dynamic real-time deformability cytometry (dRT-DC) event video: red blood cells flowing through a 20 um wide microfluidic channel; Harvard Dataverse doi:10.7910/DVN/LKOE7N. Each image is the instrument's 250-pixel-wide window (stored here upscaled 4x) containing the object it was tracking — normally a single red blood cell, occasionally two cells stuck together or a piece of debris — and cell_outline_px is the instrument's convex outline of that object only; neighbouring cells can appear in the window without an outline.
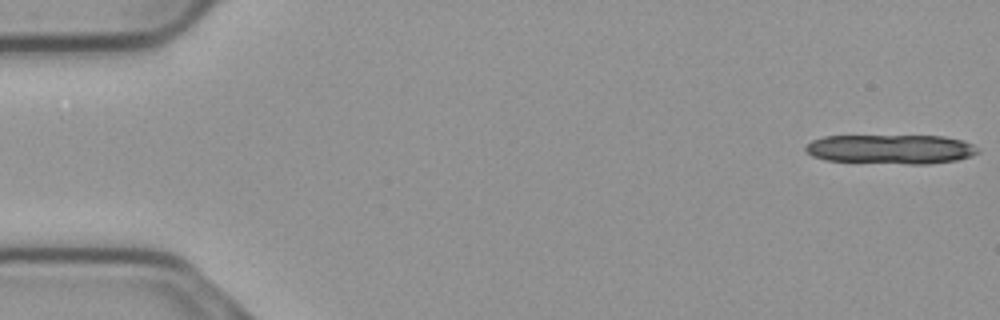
{"species": "common noctule bat (a hibernating species)", "species_latin": "Nyctalus noctula", "temperature_condition": "cold", "stored_images_in_passage": 13, "camera_frame_rate_fps": 3000, "um_per_image_px": 0.085, "animal": {"sex": "male", "body_mass_g": 23.1, "forearm_length_mm": 52.7}, "frame": {"image": 1, "passage_image": 1, "time_ms": 0.0, "image_size_px": [1000, 320], "cell_outline_px": [[980, 152], [972, 156], [956, 160], [928, 164], [908, 164], [824, 160], [812, 156], [804, 152], [804, 148], [812, 140], [824, 136], [944, 136], [960, 140], [972, 144]], "centroid_in_image_um": [75.69, 12.68], "position_along_channel_um": 9.3, "area_um2": 29.54}}